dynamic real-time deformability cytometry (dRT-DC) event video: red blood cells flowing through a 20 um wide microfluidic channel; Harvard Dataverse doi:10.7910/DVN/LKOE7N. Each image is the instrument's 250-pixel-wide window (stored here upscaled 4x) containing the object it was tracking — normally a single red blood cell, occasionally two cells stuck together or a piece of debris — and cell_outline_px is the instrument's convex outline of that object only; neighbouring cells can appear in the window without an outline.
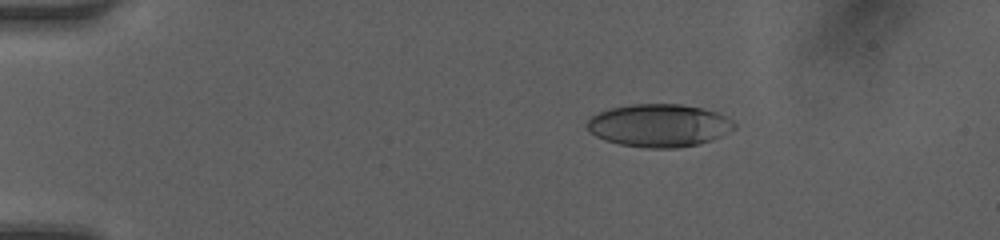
{"species": "human", "species_latin": "Homo sapiens", "temperature_condition": "room temperature", "stored_images_in_passage": 34, "camera_frame_rate_fps": 3000, "um_per_image_px": 0.085, "donor": {"sex": "female"}, "frame": {"image": 1, "passage_image": 6, "time_ms": 1.667, "image_size_px": [1000, 240], "cell_outline_px": [[736, 128], [712, 140], [696, 144], [676, 148], [644, 148], [620, 144], [604, 140], [596, 136], [588, 128], [588, 120], [592, 116], [600, 112], [612, 108], [632, 104], [680, 104], [700, 108], [716, 112], [732, 120], [736, 124]], "centroid_in_image_um": [56.03, 10.67], "position_along_channel_um": 29.0, "area_um2": 36.41}}
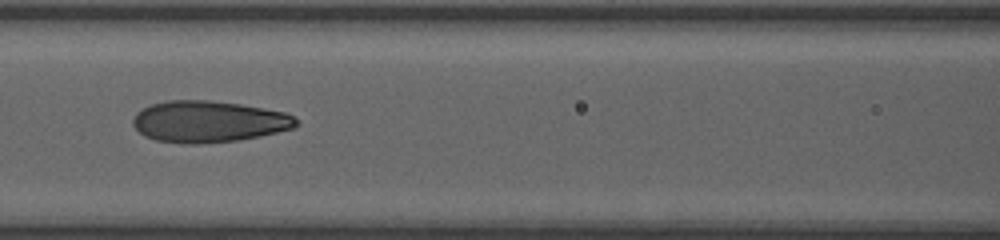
{"frame": {"image": 2, "passage_image": 17, "time_ms": 5.333, "image_size_px": [1000, 240], "cell_outline_px": [[300, 124], [292, 128], [260, 136], [236, 140], [196, 144], [184, 144], [156, 140], [144, 136], [132, 124], [132, 120], [136, 112], [152, 104], [168, 100], [208, 100], [240, 104], [284, 112], [292, 116]], "centroid_in_image_um": [17.7, 10.33], "position_along_channel_um": 148.9, "area_um2": 39.25}}
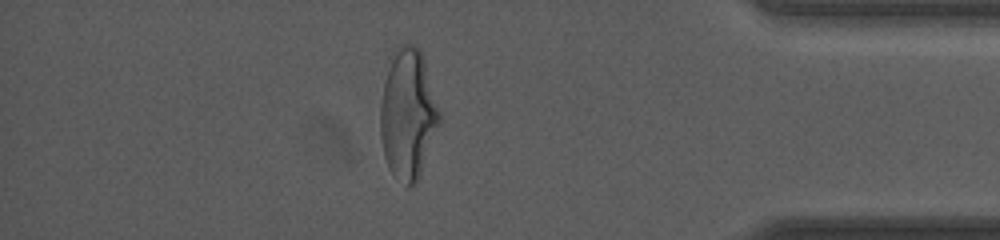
{"frame": {"image": 3, "passage_image": 30, "time_ms": 9.667, "image_size_px": [1000, 240], "cell_outline_px": [[440, 124], [416, 184], [408, 188], [392, 172], [384, 156], [380, 136], [380, 104], [384, 84], [392, 52], [400, 44], [408, 44], [420, 48], [440, 112]], "centroid_in_image_um": [34.67, 9.71], "position_along_channel_um": 400.5, "area_um2": 44.45}}